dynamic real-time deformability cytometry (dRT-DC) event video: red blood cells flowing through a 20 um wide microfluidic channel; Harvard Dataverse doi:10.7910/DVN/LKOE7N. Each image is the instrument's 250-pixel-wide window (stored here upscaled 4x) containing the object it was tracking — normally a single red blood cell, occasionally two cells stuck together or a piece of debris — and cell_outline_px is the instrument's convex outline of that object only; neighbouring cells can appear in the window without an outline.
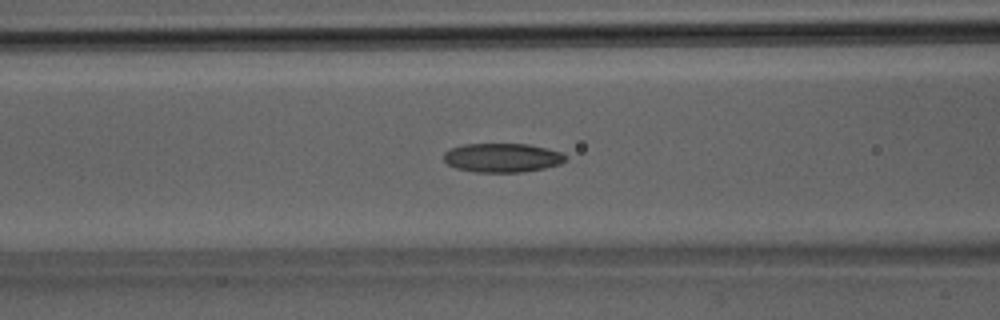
{"species": "Egyptian fruit bat (a non-hibernating species)", "species_latin": "Rousettus aegyptiacus", "temperature_condition": "room temperature", "stored_images_in_passage": 38, "camera_frame_rate_fps": 3000, "um_per_image_px": 0.085, "animal": {"sex": "male"}, "frame": {"image": 1, "passage_image": 16, "time_ms": 5.0, "image_size_px": [1000, 320], "cell_outline_px": [[568, 156], [560, 164], [544, 168], [524, 172], [476, 172], [456, 168], [448, 164], [444, 160], [444, 152], [452, 148], [464, 144], [528, 144], [560, 152]], "centroid_in_image_um": [42.69, 13.41], "position_along_channel_um": 123.9, "area_um2": 20.46}}
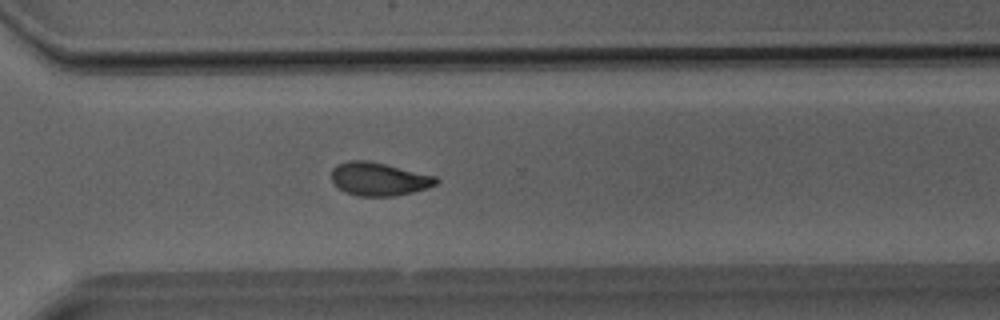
{"frame": {"image": 2, "passage_image": 28, "time_ms": 9.0, "image_size_px": [1000, 320], "cell_outline_px": [[440, 180], [436, 184], [428, 188], [396, 196], [360, 196], [344, 192], [332, 180], [332, 168], [336, 164], [348, 160], [368, 160], [436, 176]], "centroid_in_image_um": [32.21, 15.21], "position_along_channel_um": 338.4, "area_um2": 20.29}}
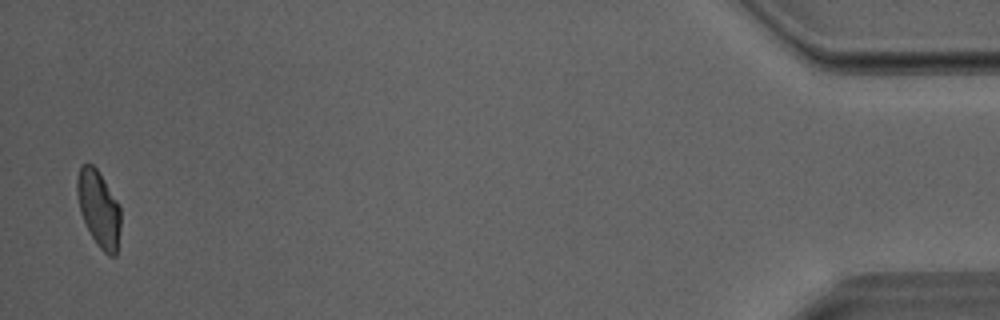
{"frame": {"image": 3, "passage_image": 38, "time_ms": 12.333, "image_size_px": [1000, 320], "cell_outline_px": [[120, 228], [116, 256], [108, 256], [96, 244], [80, 212], [76, 192], [76, 180], [80, 164], [92, 164], [96, 168], [120, 204]], "centroid_in_image_um": [8.39, 17.73], "position_along_channel_um": 426.8, "area_um2": 19.42}}